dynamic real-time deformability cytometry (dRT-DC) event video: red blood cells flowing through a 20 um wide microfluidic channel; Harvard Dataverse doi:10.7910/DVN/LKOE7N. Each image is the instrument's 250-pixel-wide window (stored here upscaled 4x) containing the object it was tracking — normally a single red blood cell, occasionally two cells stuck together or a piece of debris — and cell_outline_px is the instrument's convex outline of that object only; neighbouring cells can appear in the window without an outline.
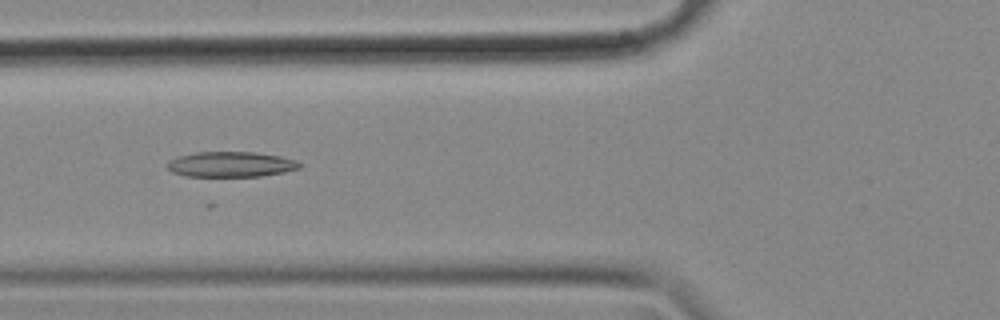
{"species": "common noctule bat (a hibernating species)", "species_latin": "Nyctalus noctula", "temperature_condition": "cold", "stored_images_in_passage": 47, "camera_frame_rate_fps": 3000, "um_per_image_px": 0.085, "animal": {"sex": "female", "body_mass_g": 18.4}, "frame": {"image": 1, "passage_image": 21, "time_ms": 6.667, "image_size_px": [1000, 320], "cell_outline_px": [[304, 164], [300, 168], [284, 172], [260, 176], [184, 176], [172, 172], [168, 168], [168, 160], [176, 156], [196, 152], [256, 152], [280, 156], [296, 160]], "centroid_in_image_um": [19.63, 13.96], "position_along_channel_um": 106.2, "area_um2": 19.65}}
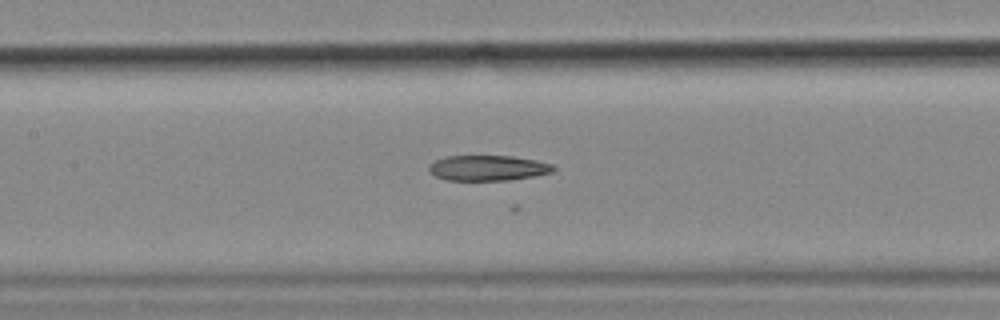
{"frame": {"image": 2, "passage_image": 26, "time_ms": 8.333, "image_size_px": [1000, 320], "cell_outline_px": [[556, 168], [552, 172], [532, 176], [508, 180], [448, 180], [436, 176], [428, 168], [428, 164], [436, 160], [448, 156], [512, 156], [536, 160], [552, 164]], "centroid_in_image_um": [41.48, 14.27], "position_along_channel_um": 165.9, "area_um2": 18.21}}